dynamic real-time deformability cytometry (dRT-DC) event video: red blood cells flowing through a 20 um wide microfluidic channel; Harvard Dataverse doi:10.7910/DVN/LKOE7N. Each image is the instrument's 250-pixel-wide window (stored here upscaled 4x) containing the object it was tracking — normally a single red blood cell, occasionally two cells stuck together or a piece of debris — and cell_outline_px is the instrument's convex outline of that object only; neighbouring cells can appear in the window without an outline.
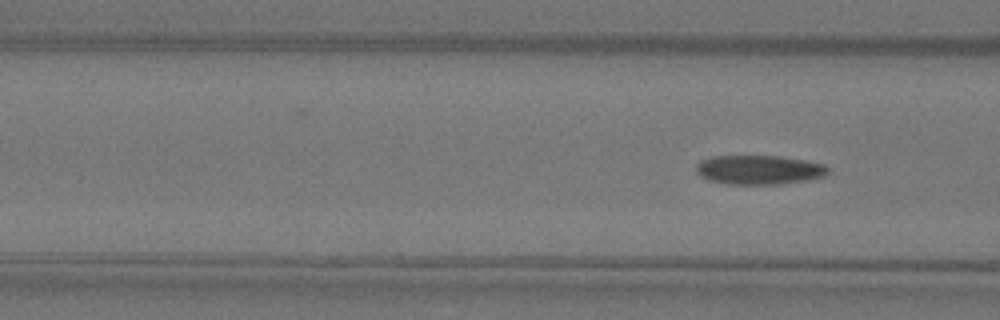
{"species": "Egyptian fruit bat (a non-hibernating species)", "species_latin": "Rousettus aegyptiacus", "temperature_condition": "warm", "stored_images_in_passage": 4, "camera_frame_rate_fps": 3000, "um_per_image_px": 0.085, "animal": {"sex": "female"}, "frame": {"image": 1, "passage_image": 4, "time_ms": 1.0, "image_size_px": [1000, 320], "cell_outline_px": [[828, 172], [824, 176], [808, 180], [780, 184], [728, 184], [708, 180], [700, 176], [696, 172], [696, 164], [700, 160], [712, 156], [780, 156], [804, 160], [824, 164], [828, 168]], "centroid_in_image_um": [64.49, 14.43], "position_along_channel_um": 102.1, "area_um2": 22.54}}